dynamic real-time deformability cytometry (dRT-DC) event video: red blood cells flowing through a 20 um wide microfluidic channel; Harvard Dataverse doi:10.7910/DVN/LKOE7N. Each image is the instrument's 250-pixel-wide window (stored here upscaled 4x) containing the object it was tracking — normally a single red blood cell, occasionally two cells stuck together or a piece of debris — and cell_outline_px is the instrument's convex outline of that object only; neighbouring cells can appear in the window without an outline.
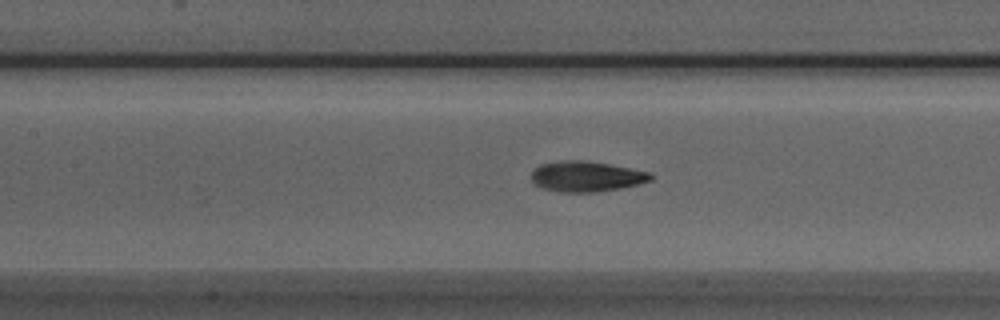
{"species": "Egyptian fruit bat (a non-hibernating species)", "species_latin": "Rousettus aegyptiacus", "temperature_condition": "room temperature", "stored_images_in_passage": 28, "camera_frame_rate_fps": 3000, "um_per_image_px": 0.085, "animal": {"sex": "male"}, "frame": {"image": 1, "passage_image": 8, "time_ms": 2.333, "image_size_px": [1000, 320], "cell_outline_px": [[652, 180], [620, 188], [596, 192], [560, 192], [544, 188], [536, 184], [532, 180], [532, 172], [540, 164], [564, 160], [584, 160], [608, 164], [652, 172]], "centroid_in_image_um": [49.85, 14.99], "position_along_channel_um": 157.5, "area_um2": 20.98}}
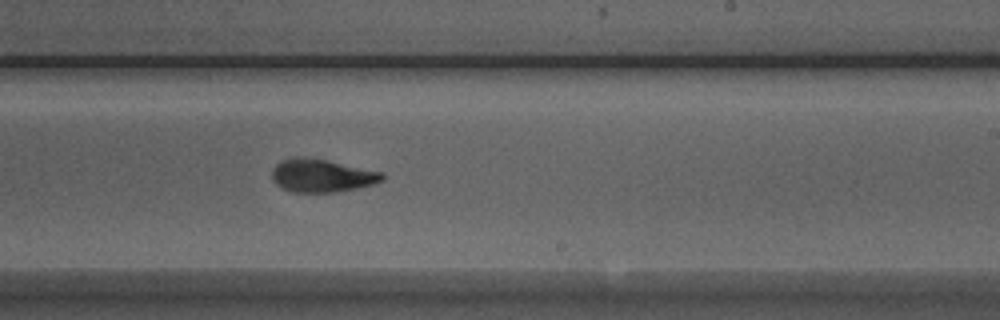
{"frame": {"image": 2, "passage_image": 16, "time_ms": 5.0, "image_size_px": [1000, 320], "cell_outline_px": [[384, 180], [372, 184], [356, 188], [332, 192], [292, 192], [276, 184], [272, 180], [272, 168], [280, 160], [292, 156], [304, 156], [328, 160], [384, 172]], "centroid_in_image_um": [27.32, 14.9], "position_along_channel_um": 261.7, "area_um2": 21.44}}
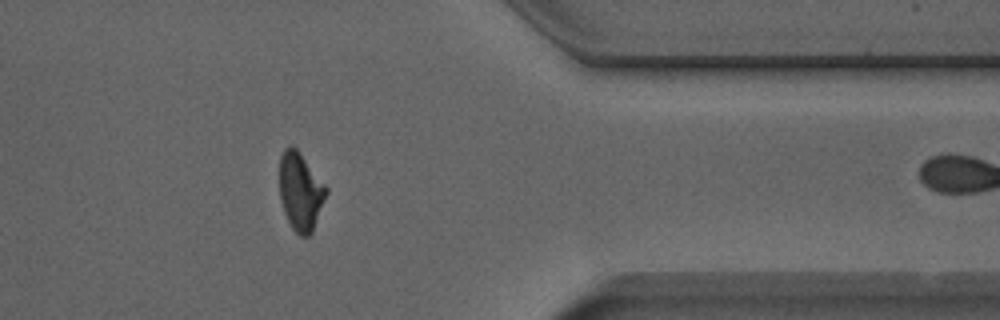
{"frame": {"image": 3, "passage_image": 27, "time_ms": 8.667, "image_size_px": [1000, 320], "cell_outline_px": [[328, 192], [312, 232], [308, 236], [300, 236], [292, 228], [284, 212], [280, 200], [280, 156], [284, 148], [292, 144], [296, 148], [328, 188]], "centroid_in_image_um": [25.54, 16.27], "position_along_channel_um": 385.9, "area_um2": 21.1}}